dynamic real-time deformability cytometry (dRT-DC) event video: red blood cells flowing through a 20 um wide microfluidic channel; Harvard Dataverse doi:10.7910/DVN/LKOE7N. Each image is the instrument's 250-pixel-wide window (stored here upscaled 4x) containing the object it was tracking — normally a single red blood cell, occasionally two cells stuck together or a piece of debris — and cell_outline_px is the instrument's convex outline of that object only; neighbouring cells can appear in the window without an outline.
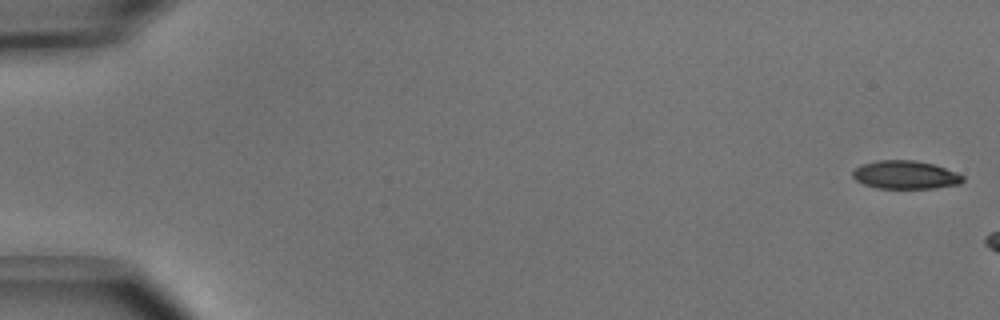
{"species": "common noctule bat (a hibernating species)", "species_latin": "Nyctalus noctula", "temperature_condition": "cold", "stored_images_in_passage": 7, "camera_frame_rate_fps": 3000, "um_per_image_px": 0.085, "animal": {"sex": "male", "body_mass_g": 15.6}, "frame": {"image": 1, "passage_image": 1, "time_ms": 0.0, "image_size_px": [1000, 320], "cell_outline_px": [[964, 180], [960, 184], [932, 188], [876, 188], [864, 184], [856, 180], [852, 176], [852, 172], [860, 164], [876, 160], [916, 160], [932, 164], [956, 172], [964, 176]], "centroid_in_image_um": [76.93, 14.85], "position_along_channel_um": 8.1, "area_um2": 18.15}}